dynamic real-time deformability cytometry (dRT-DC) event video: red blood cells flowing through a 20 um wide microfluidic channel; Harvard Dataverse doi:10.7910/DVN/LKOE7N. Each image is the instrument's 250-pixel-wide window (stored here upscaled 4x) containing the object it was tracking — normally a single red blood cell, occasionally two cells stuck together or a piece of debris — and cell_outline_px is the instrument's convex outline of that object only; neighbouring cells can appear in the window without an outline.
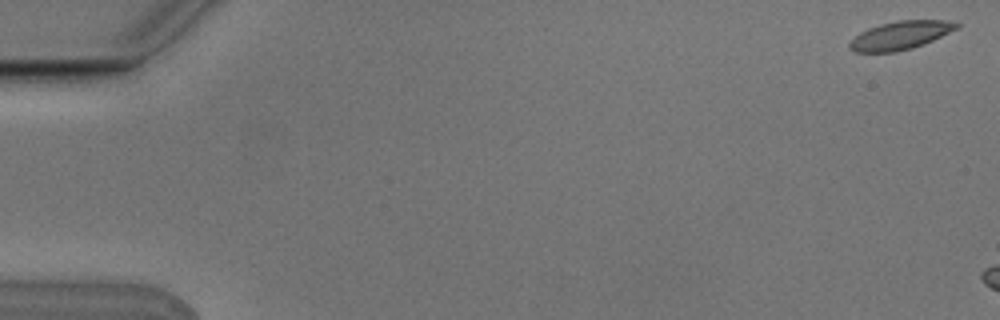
{"species": "Egyptian fruit bat (a non-hibernating species)", "species_latin": "Rousettus aegyptiacus", "temperature_condition": "cold", "stored_images_in_passage": 3, "camera_frame_rate_fps": 3000, "um_per_image_px": 0.085, "animal": {"sex": "male"}, "frame": {"image": 1, "passage_image": 1, "time_ms": 0.0, "image_size_px": [1000, 320], "cell_outline_px": [[960, 28], [924, 44], [912, 48], [896, 52], [856, 52], [848, 48], [848, 44], [860, 32], [868, 28], [880, 24], [896, 20], [944, 20], [960, 24]], "centroid_in_image_um": [76.54, 3.0], "position_along_channel_um": 8.5, "area_um2": 17.74}}